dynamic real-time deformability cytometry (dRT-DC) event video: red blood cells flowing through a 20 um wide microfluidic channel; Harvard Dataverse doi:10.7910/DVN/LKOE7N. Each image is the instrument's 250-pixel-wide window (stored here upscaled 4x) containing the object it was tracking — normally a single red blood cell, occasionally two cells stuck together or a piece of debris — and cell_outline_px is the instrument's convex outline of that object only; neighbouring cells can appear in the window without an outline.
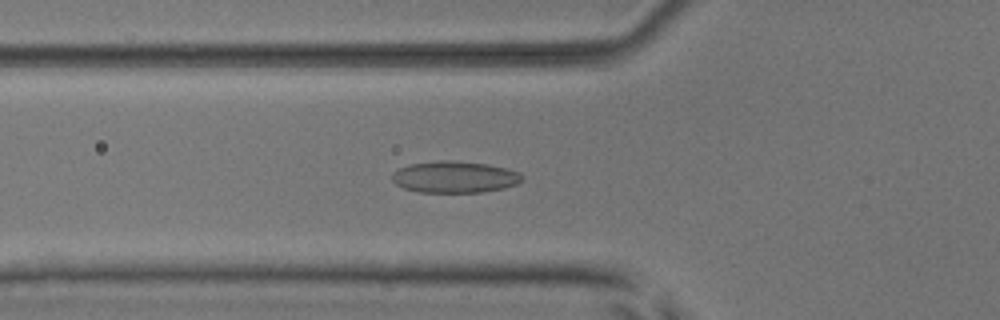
{"species": "common noctule bat (a hibernating species)", "species_latin": "Nyctalus noctula", "temperature_condition": "room temperature", "stored_images_in_passage": 38, "camera_frame_rate_fps": 3000, "um_per_image_px": 0.085, "animal": {"sex": "male", "body_mass_g": 17.9, "forearm_length_mm": 54.2}, "frame": {"image": 1, "passage_image": 4, "time_ms": 1.0, "image_size_px": [1000, 320], "cell_outline_px": [[524, 180], [516, 184], [504, 188], [480, 192], [420, 192], [404, 188], [396, 184], [392, 180], [392, 172], [408, 164], [440, 160], [448, 160], [488, 164], [520, 172], [524, 176]], "centroid_in_image_um": [38.65, 15.04], "position_along_channel_um": 87.2, "area_um2": 23.99}}
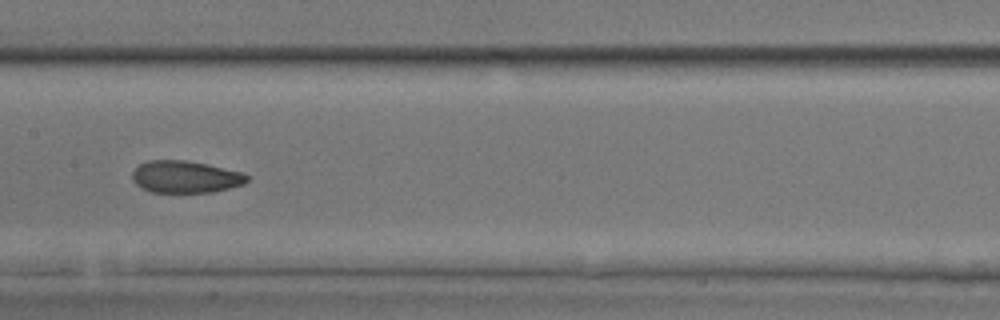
{"frame": {"image": 2, "passage_image": 12, "time_ms": 3.667, "image_size_px": [1000, 320], "cell_outline_px": [[248, 180], [244, 184], [212, 192], [152, 192], [136, 184], [132, 180], [132, 172], [140, 164], [148, 160], [188, 160], [208, 164], [244, 172], [248, 176]], "centroid_in_image_um": [15.78, 15.02], "position_along_channel_um": 191.6, "area_um2": 21.5}}
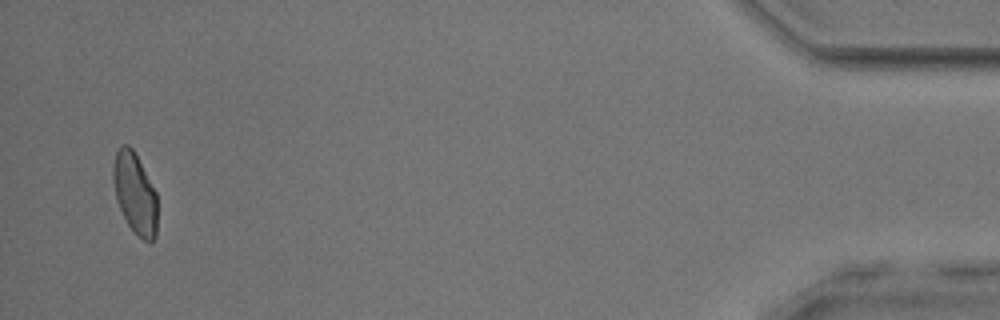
{"frame": {"image": 3, "passage_image": 36, "time_ms": 11.667, "image_size_px": [1000, 320], "cell_outline_px": [[156, 236], [152, 244], [144, 240], [128, 224], [116, 200], [112, 180], [112, 168], [116, 152], [120, 144], [128, 144], [132, 148], [156, 192]], "centroid_in_image_um": [11.45, 16.41], "position_along_channel_um": 423.8, "area_um2": 20.69}, "authors_computed_cell_mechanics": {"area_um2": 21.5305, "velocity_mm_per_s": 3.915, "shape_relaxation_time_tau1_ms": 7.0749, "shape_relaxation_time_tau2_ms": 2.2942, "deformation_change_tau1": 0.1592, "deformation_change_tau2": 0.0841}}